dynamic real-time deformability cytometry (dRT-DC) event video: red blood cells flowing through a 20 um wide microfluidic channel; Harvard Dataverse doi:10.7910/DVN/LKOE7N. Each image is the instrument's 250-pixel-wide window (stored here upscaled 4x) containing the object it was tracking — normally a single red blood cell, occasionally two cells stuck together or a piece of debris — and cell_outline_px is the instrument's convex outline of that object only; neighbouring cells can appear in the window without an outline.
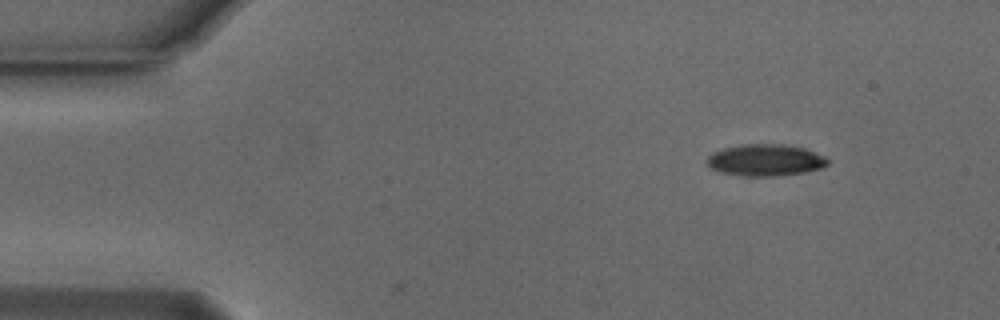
{"species": "Egyptian fruit bat (a non-hibernating species)", "species_latin": "Rousettus aegyptiacus", "temperature_condition": "cold", "stored_images_in_passage": 47, "camera_frame_rate_fps": 3000, "um_per_image_px": 0.085, "animal": {"sex": "male"}, "frame": {"image": 1, "passage_image": 1, "time_ms": 0.0, "image_size_px": [1000, 320], "cell_outline_px": [[828, 164], [820, 168], [804, 172], [776, 176], [740, 176], [720, 172], [708, 168], [708, 156], [712, 152], [724, 148], [744, 144], [780, 144], [804, 148], [824, 156], [828, 160]], "centroid_in_image_um": [65.02, 13.62], "position_along_channel_um": 20.0, "area_um2": 22.25}}
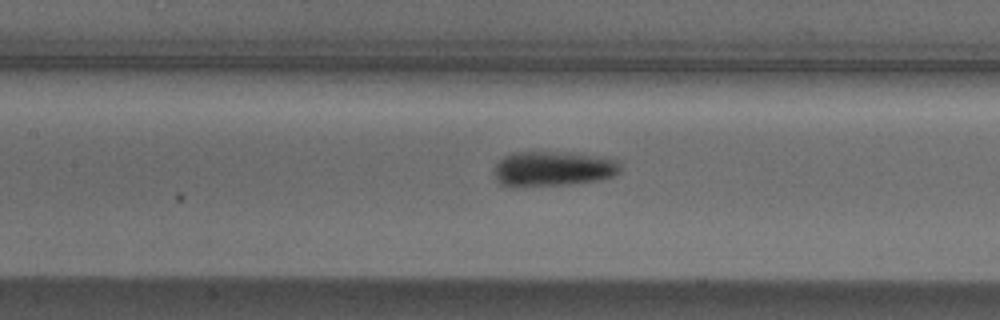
{"frame": {"image": 2, "passage_image": 19, "time_ms": 6.0, "image_size_px": [1000, 320], "cell_outline_px": [[620, 172], [612, 176], [600, 180], [568, 184], [512, 188], [500, 184], [496, 180], [496, 164], [504, 156], [512, 152], [572, 152], [608, 156], [616, 160], [620, 164]], "centroid_in_image_um": [47.03, 14.34], "position_along_channel_um": 160.4, "area_um2": 26.3}}
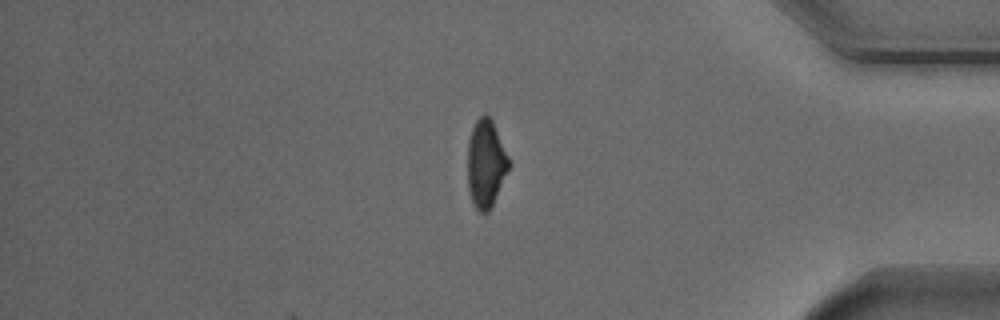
{"frame": {"image": 3, "passage_image": 40, "time_ms": 13.0, "image_size_px": [1000, 320], "cell_outline_px": [[512, 164], [488, 212], [480, 212], [476, 208], [472, 200], [468, 188], [468, 140], [472, 128], [476, 120], [484, 112], [492, 120]], "centroid_in_image_um": [41.31, 13.87], "position_along_channel_um": 393.9, "area_um2": 21.04}, "authors_computed_cell_mechanics": {"area_um2": 23.12, "velocity_mm_per_s": 3.7622, "shape_relaxation_time_tau1_ms": 2.3992, "shape_relaxation_time_tau2_ms": 1.7599, "deformation_change_tau1": 0.134, "deformation_change_tau2": 0.0718}}